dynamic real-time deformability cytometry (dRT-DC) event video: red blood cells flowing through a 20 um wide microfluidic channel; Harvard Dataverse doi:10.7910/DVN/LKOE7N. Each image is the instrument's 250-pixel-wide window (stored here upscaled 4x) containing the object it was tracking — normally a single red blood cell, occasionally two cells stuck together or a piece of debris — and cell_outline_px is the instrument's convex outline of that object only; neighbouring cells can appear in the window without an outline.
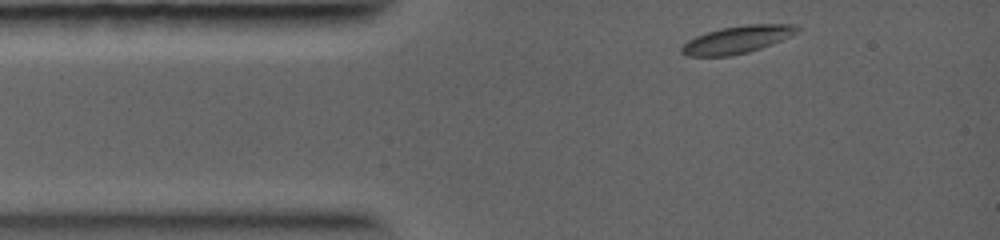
{"species": "common noctule bat (a hibernating species)", "species_latin": "Nyctalus noctula", "temperature_condition": "warm", "stored_images_in_passage": 40, "camera_frame_rate_fps": 5000, "um_per_image_px": 0.085, "animal": {"sex": "female", "body_mass_g": 19.0, "forearm_length_mm": 56.7}, "frame": {"image": 1, "passage_image": 1, "time_ms": 0.0, "image_size_px": [1000, 240], "cell_outline_px": [[800, 32], [772, 44], [748, 52], [732, 56], [688, 56], [680, 52], [680, 48], [688, 40], [696, 36], [720, 28], [748, 24], [796, 24], [800, 28]], "centroid_in_image_um": [62.69, 3.36], "position_along_channel_um": 22.3, "area_um2": 18.55}}
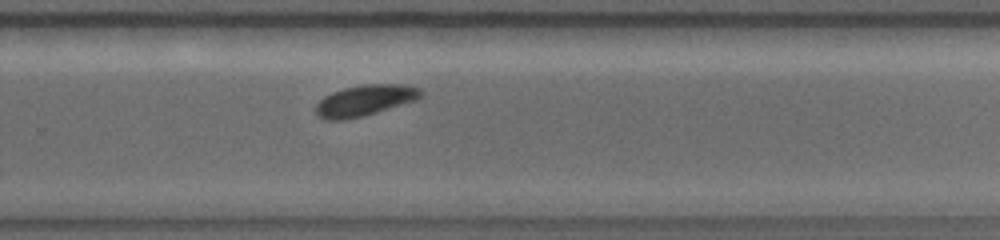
{"frame": {"image": 2, "passage_image": 28, "time_ms": 6.6, "image_size_px": [1000, 240], "cell_outline_px": [[424, 92], [416, 100], [364, 116], [344, 120], [328, 120], [320, 116], [316, 112], [316, 104], [324, 96], [332, 92], [344, 88], [364, 84], [404, 84], [420, 88]], "centroid_in_image_um": [31.03, 8.53], "position_along_channel_um": 298.8, "area_um2": 18.9}}
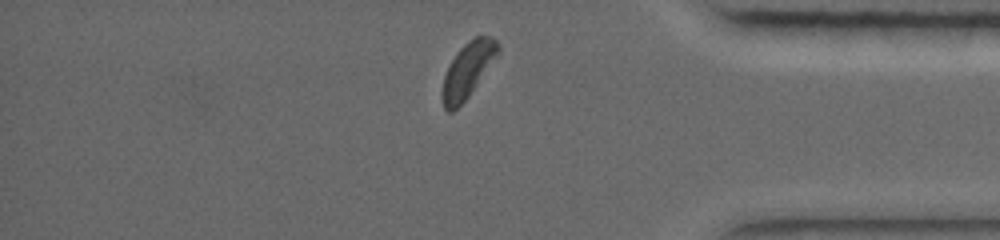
{"frame": {"image": 3, "passage_image": 38, "time_ms": 9.0, "image_size_px": [1000, 240], "cell_outline_px": [[500, 48], [468, 96], [452, 112], [448, 112], [444, 108], [440, 92], [444, 76], [452, 60], [460, 48], [468, 40], [476, 36], [492, 36], [500, 44]], "centroid_in_image_um": [39.71, 5.94], "position_along_channel_um": 395.5, "area_um2": 17.28}}